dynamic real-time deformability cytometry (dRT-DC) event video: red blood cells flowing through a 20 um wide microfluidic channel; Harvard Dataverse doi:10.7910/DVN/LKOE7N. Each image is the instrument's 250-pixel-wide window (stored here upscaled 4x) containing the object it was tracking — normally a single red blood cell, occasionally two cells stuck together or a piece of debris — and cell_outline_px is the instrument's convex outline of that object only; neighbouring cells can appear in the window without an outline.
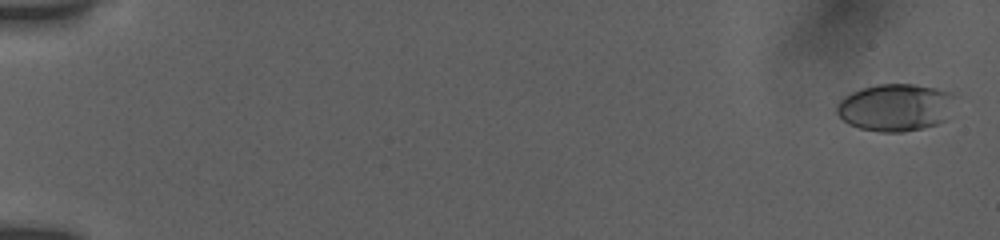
{"species": "human", "species_latin": "Homo sapiens", "temperature_condition": "room temperature", "stored_images_in_passage": 12, "camera_frame_rate_fps": 3000, "um_per_image_px": 0.085, "donor": {"sex": "female"}, "frame": {"image": 1, "passage_image": 1, "time_ms": 0.0, "image_size_px": [1000, 240], "cell_outline_px": [[960, 96], [948, 120], [924, 128], [904, 132], [880, 132], [860, 128], [848, 124], [836, 112], [836, 104], [844, 96], [852, 92], [876, 84], [912, 84], [936, 88], [952, 92]], "centroid_in_image_um": [76.21, 9.13], "position_along_channel_um": 8.8, "area_um2": 33.41}}
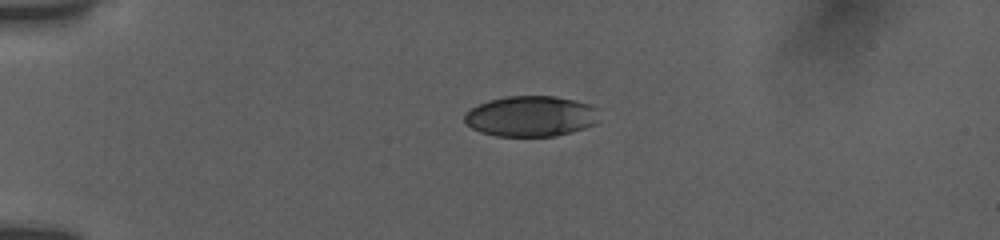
{"frame": {"image": 2, "passage_image": 10, "time_ms": 4.333, "image_size_px": [1000, 240], "cell_outline_px": [[596, 124], [572, 132], [556, 136], [496, 136], [480, 132], [464, 124], [464, 116], [472, 108], [488, 100], [504, 96], [556, 96], [576, 100], [588, 104], [596, 108]], "centroid_in_image_um": [45.1, 9.88], "position_along_channel_um": 39.9, "area_um2": 31.91}}